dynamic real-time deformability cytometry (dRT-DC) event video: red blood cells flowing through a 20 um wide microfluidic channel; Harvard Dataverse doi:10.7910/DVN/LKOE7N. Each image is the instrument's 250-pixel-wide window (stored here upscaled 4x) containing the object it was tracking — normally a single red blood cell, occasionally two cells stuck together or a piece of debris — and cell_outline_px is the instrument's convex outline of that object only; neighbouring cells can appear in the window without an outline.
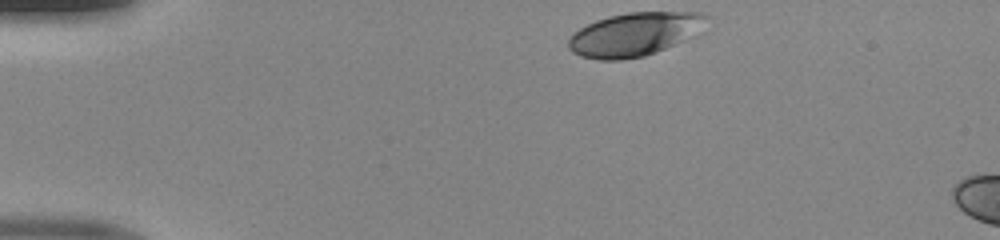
{"species": "human", "species_latin": "Homo sapiens", "temperature_condition": "room temperature", "stored_images_in_passage": 7, "camera_frame_rate_fps": 3000, "um_per_image_px": 0.085, "donor": {"sex": "male"}, "frame": {"image": 1, "passage_image": 1, "time_ms": 0.0, "image_size_px": [1000, 240], "cell_outline_px": [[708, 16], [680, 40], [656, 52], [644, 56], [620, 60], [600, 60], [580, 56], [572, 52], [568, 48], [568, 40], [580, 28], [596, 20], [608, 16], [628, 12], [704, 12]], "centroid_in_image_um": [53.76, 2.91], "position_along_channel_um": 31.2, "area_um2": 33.7}}